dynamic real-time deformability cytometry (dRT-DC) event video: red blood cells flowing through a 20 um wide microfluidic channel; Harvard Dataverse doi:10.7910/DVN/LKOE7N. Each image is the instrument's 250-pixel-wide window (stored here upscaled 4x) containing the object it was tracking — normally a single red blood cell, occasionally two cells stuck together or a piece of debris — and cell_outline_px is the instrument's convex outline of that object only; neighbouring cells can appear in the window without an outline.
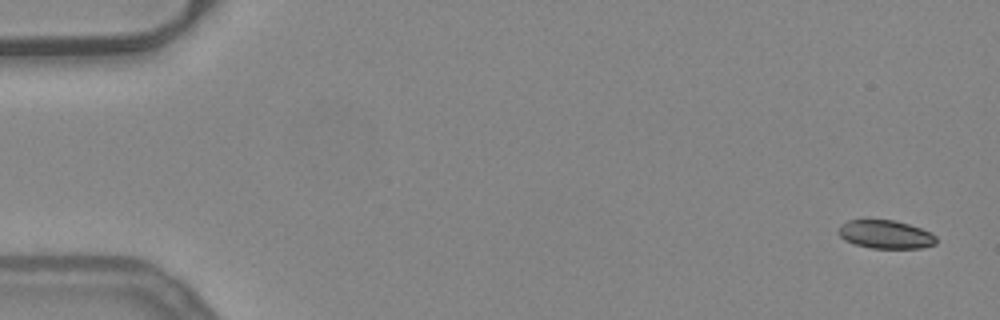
{"species": "common noctule bat (a hibernating species)", "species_latin": "Nyctalus noctula", "temperature_condition": "warm", "stored_images_in_passage": 51, "camera_frame_rate_fps": 3000, "um_per_image_px": 0.085, "animal": {"sex": "female", "body_mass_g": 24.6, "forearm_length_mm": 56.2}, "frame": {"image": 1, "passage_image": 1, "time_ms": 0.0, "image_size_px": [1000, 320], "cell_outline_px": [[936, 244], [920, 248], [872, 248], [856, 244], [844, 240], [840, 236], [840, 228], [848, 220], [892, 220], [908, 224], [932, 232], [936, 236]], "centroid_in_image_um": [75.33, 19.93], "position_along_channel_um": 9.7, "area_um2": 15.9}}
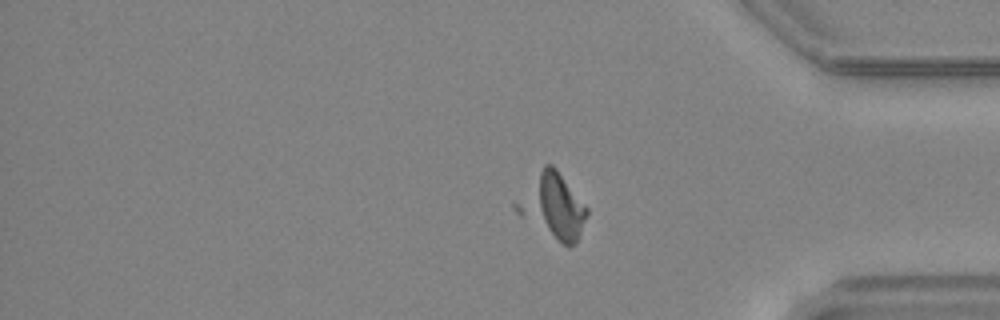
{"frame": {"image": 2, "passage_image": 42, "time_ms": 13.667, "image_size_px": [1000, 320], "cell_outline_px": [[588, 212], [576, 240], [568, 248], [560, 244], [520, 216], [516, 212], [512, 204], [544, 164], [552, 164], [556, 168], [588, 208]], "centroid_in_image_um": [46.95, 17.52], "position_along_channel_um": 388.3, "area_um2": 26.3}}
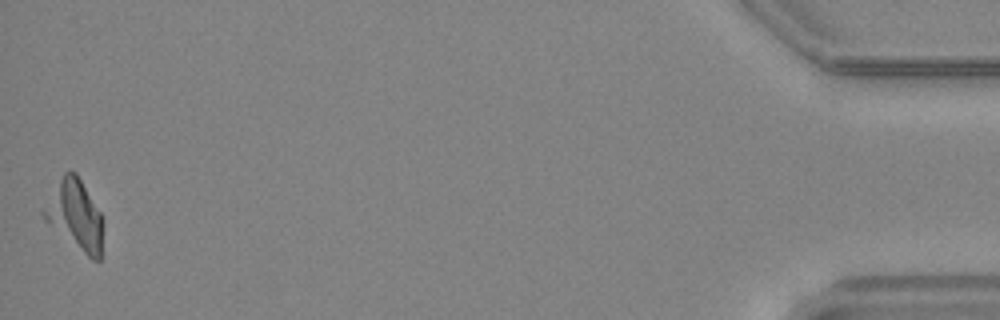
{"frame": {"image": 3, "passage_image": 51, "time_ms": 16.667, "image_size_px": [1000, 320], "cell_outline_px": [[104, 220], [100, 260], [92, 260], [44, 220], [40, 212], [64, 172], [76, 172], [100, 212]], "centroid_in_image_um": [6.4, 18.3], "position_along_channel_um": 428.8, "area_um2": 23.7}}